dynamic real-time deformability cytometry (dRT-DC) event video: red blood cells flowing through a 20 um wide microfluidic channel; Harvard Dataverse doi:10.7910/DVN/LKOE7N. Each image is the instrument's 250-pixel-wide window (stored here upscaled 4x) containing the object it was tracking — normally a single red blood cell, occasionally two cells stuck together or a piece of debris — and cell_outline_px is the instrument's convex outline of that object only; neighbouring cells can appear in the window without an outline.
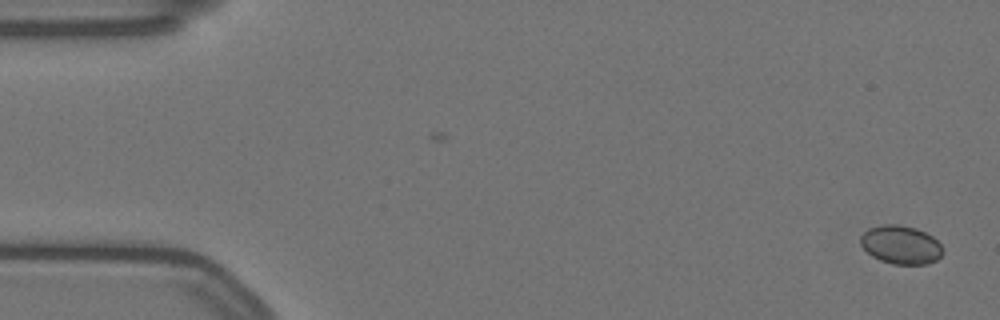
{"species": "Egyptian fruit bat (a non-hibernating species)", "species_latin": "Rousettus aegyptiacus", "temperature_condition": "warm", "stored_images_in_passage": 57, "camera_frame_rate_fps": 3000, "um_per_image_px": 0.085, "animal": {"sex": "female"}, "frame": {"image": 1, "passage_image": 1, "time_ms": 0.0, "image_size_px": [1000, 320], "cell_outline_px": [[944, 252], [936, 260], [928, 264], [892, 264], [880, 260], [872, 256], [860, 244], [860, 236], [868, 228], [884, 224], [896, 224], [916, 228], [932, 236], [944, 248]], "centroid_in_image_um": [76.57, 20.81], "position_along_channel_um": 8.4, "area_um2": 18.5}}
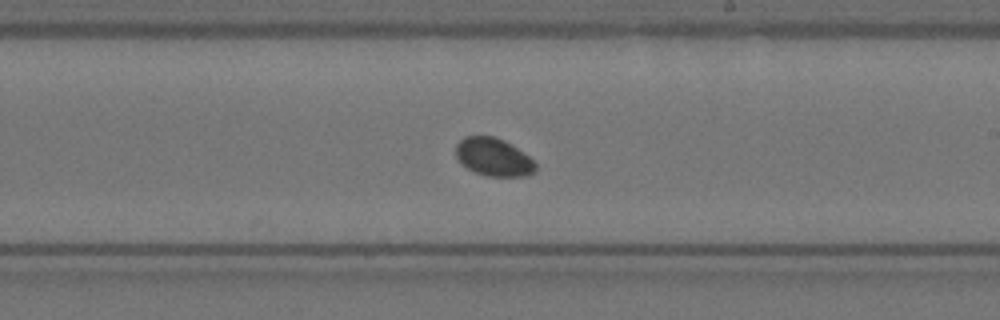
{"frame": {"image": 2, "passage_image": 33, "time_ms": 10.667, "image_size_px": [1000, 320], "cell_outline_px": [[536, 172], [528, 176], [488, 176], [476, 172], [468, 168], [456, 156], [456, 144], [464, 136], [496, 136], [504, 140], [524, 152], [536, 164]], "centroid_in_image_um": [41.98, 13.34], "position_along_channel_um": 247.0, "area_um2": 17.57}}
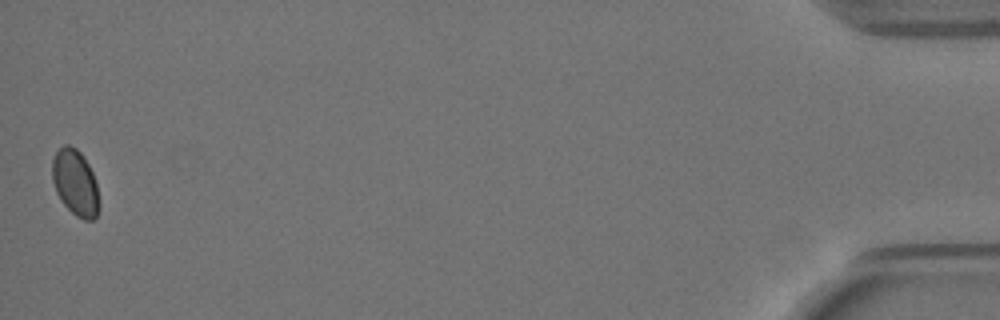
{"frame": {"image": 3, "passage_image": 57, "time_ms": 18.667, "image_size_px": [1000, 320], "cell_outline_px": [[100, 204], [96, 216], [92, 220], [84, 220], [76, 216], [60, 200], [56, 192], [52, 180], [52, 160], [56, 152], [64, 144], [68, 144], [76, 148], [84, 156], [92, 172], [96, 184]], "centroid_in_image_um": [6.39, 15.53], "position_along_channel_um": 428.8, "area_um2": 18.09}}